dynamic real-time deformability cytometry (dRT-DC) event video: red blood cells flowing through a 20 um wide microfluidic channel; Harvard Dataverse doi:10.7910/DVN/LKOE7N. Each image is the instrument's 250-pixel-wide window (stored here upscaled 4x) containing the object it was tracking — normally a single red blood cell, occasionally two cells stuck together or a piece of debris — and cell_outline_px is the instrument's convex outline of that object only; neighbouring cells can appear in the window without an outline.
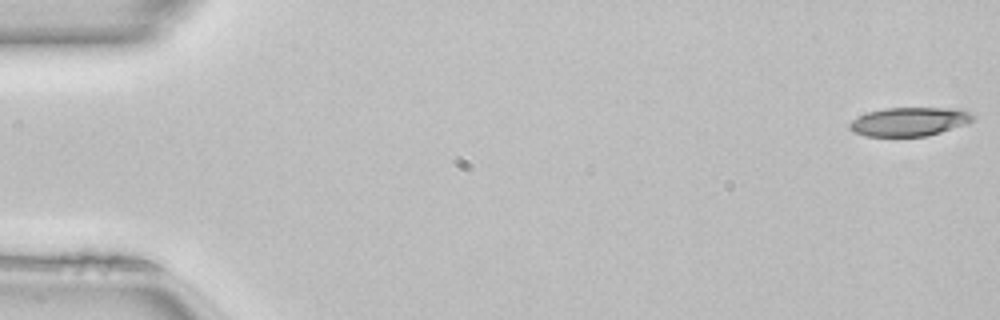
{"species": "common noctule bat (a hibernating species)", "species_latin": "Nyctalus noctula", "temperature_condition": "room temperature", "stored_images_in_passage": 50, "camera_frame_rate_fps": 3000, "um_per_image_px": 0.085, "animal": {"sex": "female", "body_mass_g": 22.7, "forearm_length_mm": 54.2}, "frame": {"image": 1, "passage_image": 1, "time_ms": 0.0, "image_size_px": [1000, 320], "cell_outline_px": [[976, 116], [968, 124], [928, 136], [864, 136], [852, 132], [848, 128], [848, 124], [852, 120], [868, 112], [884, 108], [956, 108], [968, 112]], "centroid_in_image_um": [77.29, 10.34], "position_along_channel_um": 7.7, "area_um2": 20.81}}
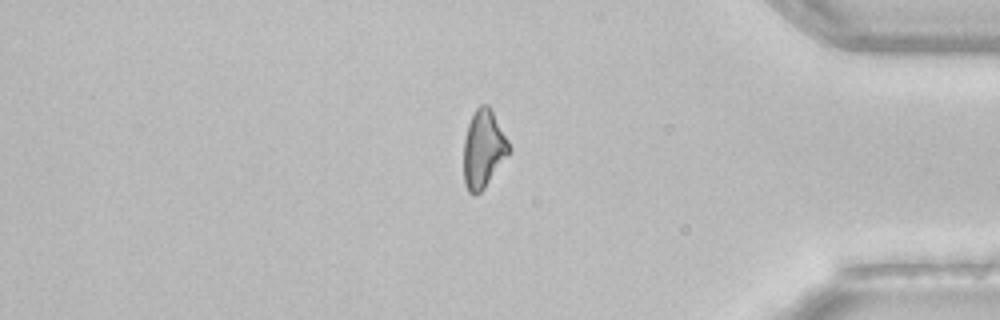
{"frame": {"image": 2, "passage_image": 42, "time_ms": 13.667, "image_size_px": [1000, 320], "cell_outline_px": [[512, 148], [508, 156], [484, 188], [480, 192], [472, 196], [468, 192], [464, 184], [464, 140], [468, 124], [476, 108], [480, 104], [488, 104], [508, 140]], "centroid_in_image_um": [41.09, 12.69], "position_along_channel_um": 394.1, "area_um2": 20.58}}
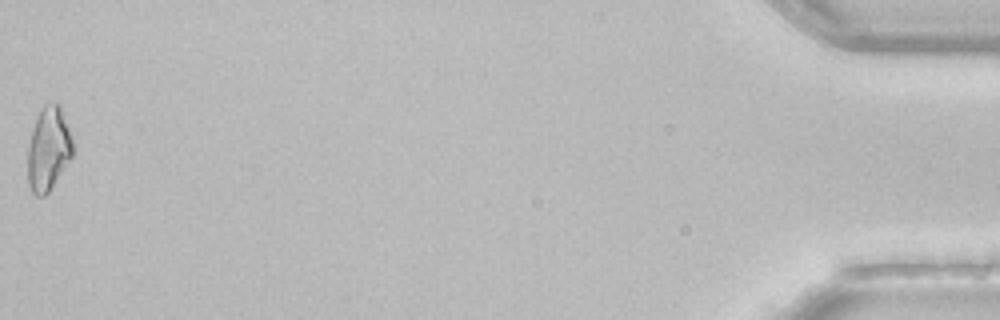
{"frame": {"image": 3, "passage_image": 50, "time_ms": 16.333, "image_size_px": [1000, 320], "cell_outline_px": [[76, 148], [72, 156], [48, 192], [44, 196], [36, 196], [32, 192], [28, 184], [28, 144], [32, 128], [44, 104], [52, 100], [56, 100], [60, 104], [72, 136]], "centroid_in_image_um": [4.14, 12.61], "position_along_channel_um": 431.1, "area_um2": 22.31}, "authors_computed_cell_mechanics": {"area_um2": 21.4727, "velocity_mm_per_s": 4.1209, "shape_relaxation_time_tau1_ms": 5.9946, "shape_relaxation_time_tau2_ms": 8.0598, "deformation_change_tau1": 0.1871, "deformation_change_tau2": 0.2132}}